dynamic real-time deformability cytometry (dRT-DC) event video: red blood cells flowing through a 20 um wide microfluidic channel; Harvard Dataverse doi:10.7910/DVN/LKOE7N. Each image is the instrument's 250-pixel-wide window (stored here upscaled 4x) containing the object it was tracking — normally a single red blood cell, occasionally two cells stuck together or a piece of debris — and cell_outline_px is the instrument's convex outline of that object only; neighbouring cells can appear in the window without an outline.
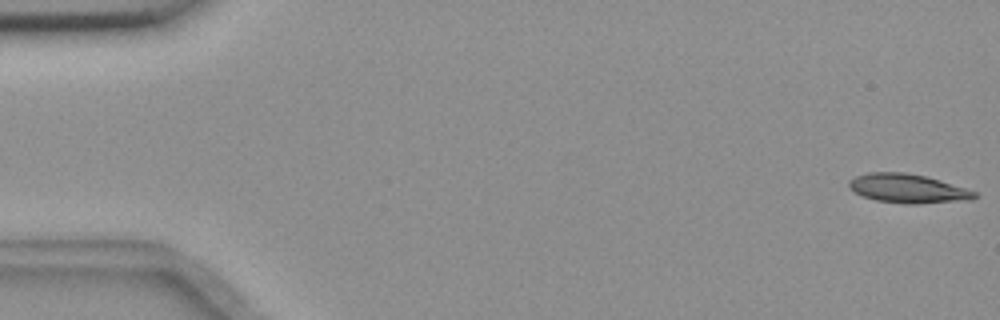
{"species": "common noctule bat (a hibernating species)", "species_latin": "Nyctalus noctula", "temperature_condition": "room temperature", "stored_images_in_passage": 6, "camera_frame_rate_fps": 3000, "um_per_image_px": 0.085, "animal": {"sex": "female", "body_mass_g": 18.4}, "frame": {"image": 1, "passage_image": 1, "time_ms": 0.0, "image_size_px": [1000, 320], "cell_outline_px": [[976, 196], [972, 200], [916, 204], [904, 204], [876, 200], [864, 196], [848, 188], [848, 180], [856, 176], [868, 172], [904, 172], [924, 176], [940, 180], [976, 192]], "centroid_in_image_um": [77.14, 16.02], "position_along_channel_um": 7.9, "area_um2": 21.15}}
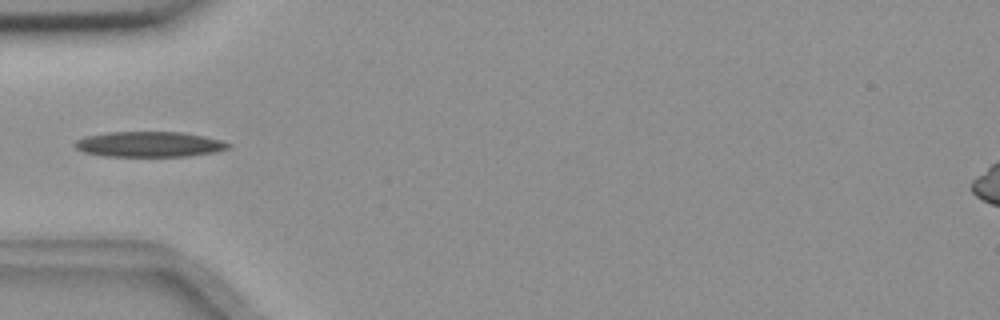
{"frame": {"image": 2, "passage_image": 6, "time_ms": 1.667, "image_size_px": [1000, 320], "cell_outline_px": [[232, 148], [216, 152], [188, 156], [104, 156], [84, 152], [76, 148], [72, 144], [76, 140], [84, 136], [108, 132], [184, 132], [204, 136], [220, 140], [232, 144]], "centroid_in_image_um": [12.7, 12.26], "position_along_channel_um": 72.3, "area_um2": 22.89}}